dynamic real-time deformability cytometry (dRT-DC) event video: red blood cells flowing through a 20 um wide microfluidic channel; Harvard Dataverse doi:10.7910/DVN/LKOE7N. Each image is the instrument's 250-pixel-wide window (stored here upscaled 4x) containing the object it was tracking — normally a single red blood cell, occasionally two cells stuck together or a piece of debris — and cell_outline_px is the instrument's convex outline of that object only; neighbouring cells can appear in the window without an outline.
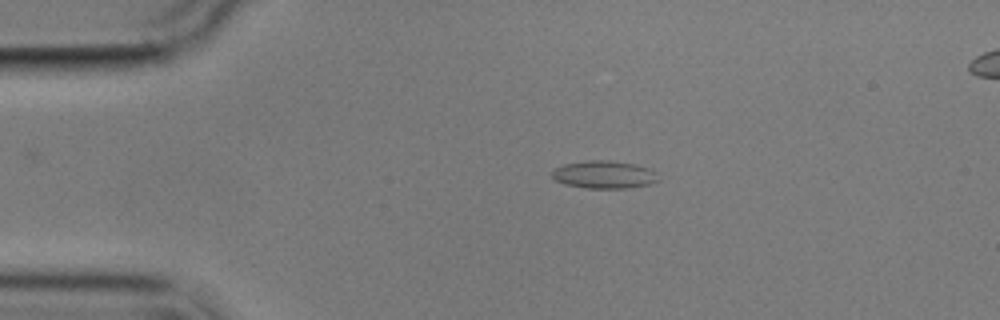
{"species": "common noctule bat (a hibernating species)", "species_latin": "Nyctalus noctula", "temperature_condition": "cold", "stored_images_in_passage": 8, "camera_frame_rate_fps": 3000, "um_per_image_px": 0.085, "animal": {"sex": "male", "body_mass_g": 17.9}, "frame": {"image": 1, "passage_image": 2, "time_ms": 1.333, "image_size_px": [1000, 320], "cell_outline_px": [[660, 180], [652, 184], [628, 188], [584, 188], [564, 184], [556, 180], [552, 176], [552, 172], [556, 168], [564, 164], [588, 160], [608, 160], [636, 164], [648, 168], [656, 172]], "centroid_in_image_um": [51.39, 14.85], "position_along_channel_um": 33.6, "area_um2": 17.28}}
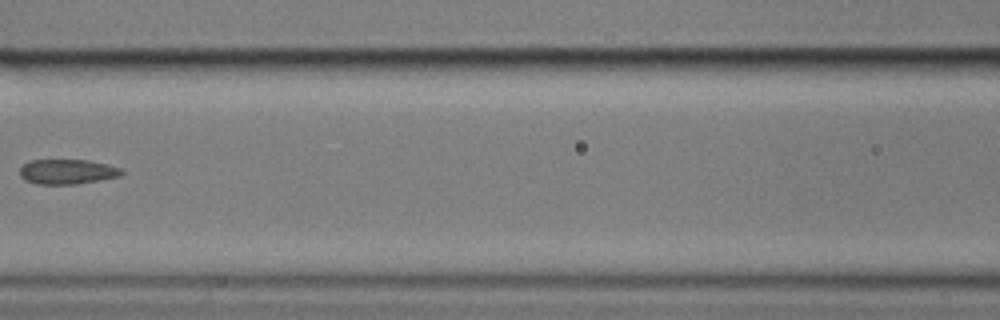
{"frame": {"image": 2, "passage_image": 6, "time_ms": 6.0, "image_size_px": [1000, 320], "cell_outline_px": [[124, 172], [120, 176], [76, 184], [36, 184], [24, 180], [20, 176], [20, 168], [24, 164], [32, 160], [88, 160], [108, 164], [120, 168]], "centroid_in_image_um": [5.71, 14.59], "position_along_channel_um": 160.9, "area_um2": 14.74}}
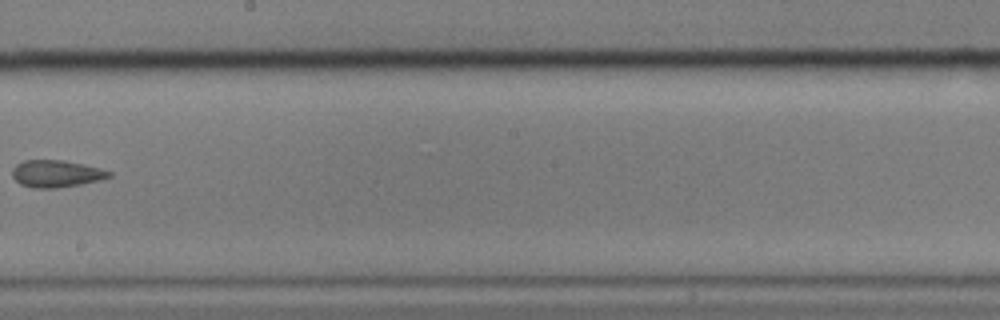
{"frame": {"image": 3, "passage_image": 8, "time_ms": 8.333, "image_size_px": [1000, 320], "cell_outline_px": [[112, 176], [100, 180], [80, 184], [56, 188], [32, 188], [20, 184], [12, 176], [12, 168], [16, 164], [24, 160], [64, 160], [84, 164], [100, 168], [112, 172]], "centroid_in_image_um": [4.77, 14.76], "position_along_channel_um": 243.4, "area_um2": 15.37}}